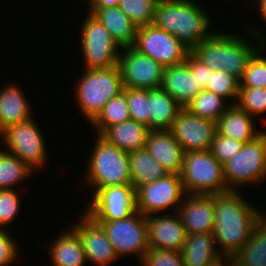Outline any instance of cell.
<instances>
[{
    "label": "cell",
    "mask_w": 266,
    "mask_h": 266,
    "mask_svg": "<svg viewBox=\"0 0 266 266\" xmlns=\"http://www.w3.org/2000/svg\"><path fill=\"white\" fill-rule=\"evenodd\" d=\"M239 191L214 195L213 237L219 253L232 258L249 240L264 214Z\"/></svg>",
    "instance_id": "6da1fadb"
},
{
    "label": "cell",
    "mask_w": 266,
    "mask_h": 266,
    "mask_svg": "<svg viewBox=\"0 0 266 266\" xmlns=\"http://www.w3.org/2000/svg\"><path fill=\"white\" fill-rule=\"evenodd\" d=\"M243 27L253 33V38H257L255 39L257 44H251L250 40L246 37L244 39L239 34L215 31L208 40L198 44L191 53L211 70L226 71L240 80L249 59L266 44V39H264L261 31L251 26L250 23L248 26L243 25Z\"/></svg>",
    "instance_id": "7a4b0ae2"
},
{
    "label": "cell",
    "mask_w": 266,
    "mask_h": 266,
    "mask_svg": "<svg viewBox=\"0 0 266 266\" xmlns=\"http://www.w3.org/2000/svg\"><path fill=\"white\" fill-rule=\"evenodd\" d=\"M210 17L195 0H158L153 24L175 36L191 52L215 33Z\"/></svg>",
    "instance_id": "3957f363"
},
{
    "label": "cell",
    "mask_w": 266,
    "mask_h": 266,
    "mask_svg": "<svg viewBox=\"0 0 266 266\" xmlns=\"http://www.w3.org/2000/svg\"><path fill=\"white\" fill-rule=\"evenodd\" d=\"M88 157L85 184L94 190L115 185H132L128 152L107 143L99 135Z\"/></svg>",
    "instance_id": "277c9868"
},
{
    "label": "cell",
    "mask_w": 266,
    "mask_h": 266,
    "mask_svg": "<svg viewBox=\"0 0 266 266\" xmlns=\"http://www.w3.org/2000/svg\"><path fill=\"white\" fill-rule=\"evenodd\" d=\"M123 88L117 65L109 68H84L74 89L81 114L91 123L104 105Z\"/></svg>",
    "instance_id": "5b68a950"
},
{
    "label": "cell",
    "mask_w": 266,
    "mask_h": 266,
    "mask_svg": "<svg viewBox=\"0 0 266 266\" xmlns=\"http://www.w3.org/2000/svg\"><path fill=\"white\" fill-rule=\"evenodd\" d=\"M180 177L186 194L216 195L229 191L223 165L210 150L184 152Z\"/></svg>",
    "instance_id": "8992f818"
},
{
    "label": "cell",
    "mask_w": 266,
    "mask_h": 266,
    "mask_svg": "<svg viewBox=\"0 0 266 266\" xmlns=\"http://www.w3.org/2000/svg\"><path fill=\"white\" fill-rule=\"evenodd\" d=\"M229 191H240L242 185L261 184L266 180V130L223 165Z\"/></svg>",
    "instance_id": "52a82bcc"
},
{
    "label": "cell",
    "mask_w": 266,
    "mask_h": 266,
    "mask_svg": "<svg viewBox=\"0 0 266 266\" xmlns=\"http://www.w3.org/2000/svg\"><path fill=\"white\" fill-rule=\"evenodd\" d=\"M35 122L31 117L9 127L0 135L6 151L14 154L34 172L44 169L48 160L44 135Z\"/></svg>",
    "instance_id": "ba28073f"
},
{
    "label": "cell",
    "mask_w": 266,
    "mask_h": 266,
    "mask_svg": "<svg viewBox=\"0 0 266 266\" xmlns=\"http://www.w3.org/2000/svg\"><path fill=\"white\" fill-rule=\"evenodd\" d=\"M80 26L82 29L80 49L83 52L85 69L109 68L117 65L121 48L104 25L88 12Z\"/></svg>",
    "instance_id": "9c48e42d"
},
{
    "label": "cell",
    "mask_w": 266,
    "mask_h": 266,
    "mask_svg": "<svg viewBox=\"0 0 266 266\" xmlns=\"http://www.w3.org/2000/svg\"><path fill=\"white\" fill-rule=\"evenodd\" d=\"M105 230L119 258L137 255L139 263L148 250L146 216L136 211L129 217L113 221H95Z\"/></svg>",
    "instance_id": "30bf717a"
},
{
    "label": "cell",
    "mask_w": 266,
    "mask_h": 266,
    "mask_svg": "<svg viewBox=\"0 0 266 266\" xmlns=\"http://www.w3.org/2000/svg\"><path fill=\"white\" fill-rule=\"evenodd\" d=\"M185 195L180 175L168 174L135 190L136 211L146 217L170 213L169 209L177 212Z\"/></svg>",
    "instance_id": "8fae6325"
},
{
    "label": "cell",
    "mask_w": 266,
    "mask_h": 266,
    "mask_svg": "<svg viewBox=\"0 0 266 266\" xmlns=\"http://www.w3.org/2000/svg\"><path fill=\"white\" fill-rule=\"evenodd\" d=\"M132 47L163 67L183 63L190 52L175 36L154 24L137 29Z\"/></svg>",
    "instance_id": "7c38bea8"
},
{
    "label": "cell",
    "mask_w": 266,
    "mask_h": 266,
    "mask_svg": "<svg viewBox=\"0 0 266 266\" xmlns=\"http://www.w3.org/2000/svg\"><path fill=\"white\" fill-rule=\"evenodd\" d=\"M91 197L84 212L94 221L124 219L136 212L135 189L132 185L101 188Z\"/></svg>",
    "instance_id": "4fadbf2b"
},
{
    "label": "cell",
    "mask_w": 266,
    "mask_h": 266,
    "mask_svg": "<svg viewBox=\"0 0 266 266\" xmlns=\"http://www.w3.org/2000/svg\"><path fill=\"white\" fill-rule=\"evenodd\" d=\"M117 66L123 87L150 90L161 86L164 67L133 47L121 48Z\"/></svg>",
    "instance_id": "5bb4252c"
},
{
    "label": "cell",
    "mask_w": 266,
    "mask_h": 266,
    "mask_svg": "<svg viewBox=\"0 0 266 266\" xmlns=\"http://www.w3.org/2000/svg\"><path fill=\"white\" fill-rule=\"evenodd\" d=\"M169 131L184 152L210 150L217 132L215 121L195 116L184 107L177 114Z\"/></svg>",
    "instance_id": "9a60e30c"
},
{
    "label": "cell",
    "mask_w": 266,
    "mask_h": 266,
    "mask_svg": "<svg viewBox=\"0 0 266 266\" xmlns=\"http://www.w3.org/2000/svg\"><path fill=\"white\" fill-rule=\"evenodd\" d=\"M82 213L79 215V222L74 223L71 228L80 237L86 261L97 266H109L118 259L112 243L102 226L84 211Z\"/></svg>",
    "instance_id": "2e32d148"
},
{
    "label": "cell",
    "mask_w": 266,
    "mask_h": 266,
    "mask_svg": "<svg viewBox=\"0 0 266 266\" xmlns=\"http://www.w3.org/2000/svg\"><path fill=\"white\" fill-rule=\"evenodd\" d=\"M146 223L149 247L181 251L187 233L178 212L149 215Z\"/></svg>",
    "instance_id": "e0dca14e"
},
{
    "label": "cell",
    "mask_w": 266,
    "mask_h": 266,
    "mask_svg": "<svg viewBox=\"0 0 266 266\" xmlns=\"http://www.w3.org/2000/svg\"><path fill=\"white\" fill-rule=\"evenodd\" d=\"M177 212L187 234L213 232L214 195L186 194Z\"/></svg>",
    "instance_id": "ac0fdd59"
},
{
    "label": "cell",
    "mask_w": 266,
    "mask_h": 266,
    "mask_svg": "<svg viewBox=\"0 0 266 266\" xmlns=\"http://www.w3.org/2000/svg\"><path fill=\"white\" fill-rule=\"evenodd\" d=\"M145 148L169 174L180 175L184 151L169 130H150Z\"/></svg>",
    "instance_id": "d6986e66"
},
{
    "label": "cell",
    "mask_w": 266,
    "mask_h": 266,
    "mask_svg": "<svg viewBox=\"0 0 266 266\" xmlns=\"http://www.w3.org/2000/svg\"><path fill=\"white\" fill-rule=\"evenodd\" d=\"M171 95L182 107L194 99L202 88L196 80V71H190L186 61L183 63L164 67L160 86Z\"/></svg>",
    "instance_id": "ffe728a7"
},
{
    "label": "cell",
    "mask_w": 266,
    "mask_h": 266,
    "mask_svg": "<svg viewBox=\"0 0 266 266\" xmlns=\"http://www.w3.org/2000/svg\"><path fill=\"white\" fill-rule=\"evenodd\" d=\"M254 120V117L248 115L236 104L230 105L216 122V131L219 135L245 144L254 140L263 132V130L257 129Z\"/></svg>",
    "instance_id": "44dd1931"
},
{
    "label": "cell",
    "mask_w": 266,
    "mask_h": 266,
    "mask_svg": "<svg viewBox=\"0 0 266 266\" xmlns=\"http://www.w3.org/2000/svg\"><path fill=\"white\" fill-rule=\"evenodd\" d=\"M88 9L104 25L120 48L134 45L138 27L118 6Z\"/></svg>",
    "instance_id": "7402d4cb"
},
{
    "label": "cell",
    "mask_w": 266,
    "mask_h": 266,
    "mask_svg": "<svg viewBox=\"0 0 266 266\" xmlns=\"http://www.w3.org/2000/svg\"><path fill=\"white\" fill-rule=\"evenodd\" d=\"M0 90V135L9 127L31 118L32 107L15 83Z\"/></svg>",
    "instance_id": "603a6c76"
},
{
    "label": "cell",
    "mask_w": 266,
    "mask_h": 266,
    "mask_svg": "<svg viewBox=\"0 0 266 266\" xmlns=\"http://www.w3.org/2000/svg\"><path fill=\"white\" fill-rule=\"evenodd\" d=\"M183 107L161 87L148 89V128L169 130Z\"/></svg>",
    "instance_id": "cb8c5ba5"
},
{
    "label": "cell",
    "mask_w": 266,
    "mask_h": 266,
    "mask_svg": "<svg viewBox=\"0 0 266 266\" xmlns=\"http://www.w3.org/2000/svg\"><path fill=\"white\" fill-rule=\"evenodd\" d=\"M56 237L48 249L51 266H84L87 261L78 234L69 228Z\"/></svg>",
    "instance_id": "d4e9b609"
},
{
    "label": "cell",
    "mask_w": 266,
    "mask_h": 266,
    "mask_svg": "<svg viewBox=\"0 0 266 266\" xmlns=\"http://www.w3.org/2000/svg\"><path fill=\"white\" fill-rule=\"evenodd\" d=\"M149 131L145 125L129 119L106 128L99 136L107 143L129 153L145 148Z\"/></svg>",
    "instance_id": "484cf974"
},
{
    "label": "cell",
    "mask_w": 266,
    "mask_h": 266,
    "mask_svg": "<svg viewBox=\"0 0 266 266\" xmlns=\"http://www.w3.org/2000/svg\"><path fill=\"white\" fill-rule=\"evenodd\" d=\"M180 253L185 266H207L222 257L212 233L187 234Z\"/></svg>",
    "instance_id": "4316f807"
},
{
    "label": "cell",
    "mask_w": 266,
    "mask_h": 266,
    "mask_svg": "<svg viewBox=\"0 0 266 266\" xmlns=\"http://www.w3.org/2000/svg\"><path fill=\"white\" fill-rule=\"evenodd\" d=\"M232 266H266V215L255 224L252 235L231 258Z\"/></svg>",
    "instance_id": "83f0119b"
},
{
    "label": "cell",
    "mask_w": 266,
    "mask_h": 266,
    "mask_svg": "<svg viewBox=\"0 0 266 266\" xmlns=\"http://www.w3.org/2000/svg\"><path fill=\"white\" fill-rule=\"evenodd\" d=\"M130 162V177L134 189L166 177V171L146 150L138 149L128 153Z\"/></svg>",
    "instance_id": "f1b7e54d"
},
{
    "label": "cell",
    "mask_w": 266,
    "mask_h": 266,
    "mask_svg": "<svg viewBox=\"0 0 266 266\" xmlns=\"http://www.w3.org/2000/svg\"><path fill=\"white\" fill-rule=\"evenodd\" d=\"M131 119L127 104V88L124 87L116 96L111 98L98 116L90 123L100 135L106 128Z\"/></svg>",
    "instance_id": "f546056e"
},
{
    "label": "cell",
    "mask_w": 266,
    "mask_h": 266,
    "mask_svg": "<svg viewBox=\"0 0 266 266\" xmlns=\"http://www.w3.org/2000/svg\"><path fill=\"white\" fill-rule=\"evenodd\" d=\"M32 173L33 170L14 154L0 150V190H14L16 185L24 179L26 181Z\"/></svg>",
    "instance_id": "4dcf8cb0"
},
{
    "label": "cell",
    "mask_w": 266,
    "mask_h": 266,
    "mask_svg": "<svg viewBox=\"0 0 266 266\" xmlns=\"http://www.w3.org/2000/svg\"><path fill=\"white\" fill-rule=\"evenodd\" d=\"M229 106L230 103L224 98L204 89L184 108L195 116L217 122Z\"/></svg>",
    "instance_id": "1f68e13d"
},
{
    "label": "cell",
    "mask_w": 266,
    "mask_h": 266,
    "mask_svg": "<svg viewBox=\"0 0 266 266\" xmlns=\"http://www.w3.org/2000/svg\"><path fill=\"white\" fill-rule=\"evenodd\" d=\"M240 80L235 76L223 70H211L209 84L206 90L215 93L216 95L224 98L234 105L237 102L239 94Z\"/></svg>",
    "instance_id": "d6a6232c"
},
{
    "label": "cell",
    "mask_w": 266,
    "mask_h": 266,
    "mask_svg": "<svg viewBox=\"0 0 266 266\" xmlns=\"http://www.w3.org/2000/svg\"><path fill=\"white\" fill-rule=\"evenodd\" d=\"M158 0H119L118 7L139 28L153 24Z\"/></svg>",
    "instance_id": "836d02e7"
},
{
    "label": "cell",
    "mask_w": 266,
    "mask_h": 266,
    "mask_svg": "<svg viewBox=\"0 0 266 266\" xmlns=\"http://www.w3.org/2000/svg\"><path fill=\"white\" fill-rule=\"evenodd\" d=\"M265 47L266 44L259 48L249 59L240 79L239 87L266 88V58L261 55L262 51L265 52Z\"/></svg>",
    "instance_id": "e575fe53"
},
{
    "label": "cell",
    "mask_w": 266,
    "mask_h": 266,
    "mask_svg": "<svg viewBox=\"0 0 266 266\" xmlns=\"http://www.w3.org/2000/svg\"><path fill=\"white\" fill-rule=\"evenodd\" d=\"M236 105L254 118L261 116L266 112V88L239 87Z\"/></svg>",
    "instance_id": "d590c367"
},
{
    "label": "cell",
    "mask_w": 266,
    "mask_h": 266,
    "mask_svg": "<svg viewBox=\"0 0 266 266\" xmlns=\"http://www.w3.org/2000/svg\"><path fill=\"white\" fill-rule=\"evenodd\" d=\"M127 104L130 118L148 127V89L127 88Z\"/></svg>",
    "instance_id": "8d00e7d4"
},
{
    "label": "cell",
    "mask_w": 266,
    "mask_h": 266,
    "mask_svg": "<svg viewBox=\"0 0 266 266\" xmlns=\"http://www.w3.org/2000/svg\"><path fill=\"white\" fill-rule=\"evenodd\" d=\"M139 266H185L180 251L149 247Z\"/></svg>",
    "instance_id": "74e56055"
},
{
    "label": "cell",
    "mask_w": 266,
    "mask_h": 266,
    "mask_svg": "<svg viewBox=\"0 0 266 266\" xmlns=\"http://www.w3.org/2000/svg\"><path fill=\"white\" fill-rule=\"evenodd\" d=\"M20 199L16 188L0 190V229L6 228L18 216L21 207Z\"/></svg>",
    "instance_id": "f35d334b"
},
{
    "label": "cell",
    "mask_w": 266,
    "mask_h": 266,
    "mask_svg": "<svg viewBox=\"0 0 266 266\" xmlns=\"http://www.w3.org/2000/svg\"><path fill=\"white\" fill-rule=\"evenodd\" d=\"M244 143L219 135L217 132L210 148L214 158L224 165L242 149Z\"/></svg>",
    "instance_id": "ab89813d"
},
{
    "label": "cell",
    "mask_w": 266,
    "mask_h": 266,
    "mask_svg": "<svg viewBox=\"0 0 266 266\" xmlns=\"http://www.w3.org/2000/svg\"><path fill=\"white\" fill-rule=\"evenodd\" d=\"M7 230L0 229V266H10L17 260L19 246Z\"/></svg>",
    "instance_id": "60d3db41"
},
{
    "label": "cell",
    "mask_w": 266,
    "mask_h": 266,
    "mask_svg": "<svg viewBox=\"0 0 266 266\" xmlns=\"http://www.w3.org/2000/svg\"><path fill=\"white\" fill-rule=\"evenodd\" d=\"M185 61L189 65L190 71H196L197 83L200 84V87L204 90L209 84L211 69L199 61L191 52L187 54Z\"/></svg>",
    "instance_id": "b9f144b4"
},
{
    "label": "cell",
    "mask_w": 266,
    "mask_h": 266,
    "mask_svg": "<svg viewBox=\"0 0 266 266\" xmlns=\"http://www.w3.org/2000/svg\"><path fill=\"white\" fill-rule=\"evenodd\" d=\"M89 8H109L118 6L119 0H86Z\"/></svg>",
    "instance_id": "7bdbcfd3"
},
{
    "label": "cell",
    "mask_w": 266,
    "mask_h": 266,
    "mask_svg": "<svg viewBox=\"0 0 266 266\" xmlns=\"http://www.w3.org/2000/svg\"><path fill=\"white\" fill-rule=\"evenodd\" d=\"M256 2L258 4H256ZM251 4H252V6H253V4H256L255 8H257V6H258V9H257V10H259L258 14L260 13V17L262 18V20L266 24V0H257V1L255 0Z\"/></svg>",
    "instance_id": "ee69618b"
},
{
    "label": "cell",
    "mask_w": 266,
    "mask_h": 266,
    "mask_svg": "<svg viewBox=\"0 0 266 266\" xmlns=\"http://www.w3.org/2000/svg\"><path fill=\"white\" fill-rule=\"evenodd\" d=\"M207 266H232L231 258L222 256Z\"/></svg>",
    "instance_id": "f6af8a7d"
}]
</instances>
